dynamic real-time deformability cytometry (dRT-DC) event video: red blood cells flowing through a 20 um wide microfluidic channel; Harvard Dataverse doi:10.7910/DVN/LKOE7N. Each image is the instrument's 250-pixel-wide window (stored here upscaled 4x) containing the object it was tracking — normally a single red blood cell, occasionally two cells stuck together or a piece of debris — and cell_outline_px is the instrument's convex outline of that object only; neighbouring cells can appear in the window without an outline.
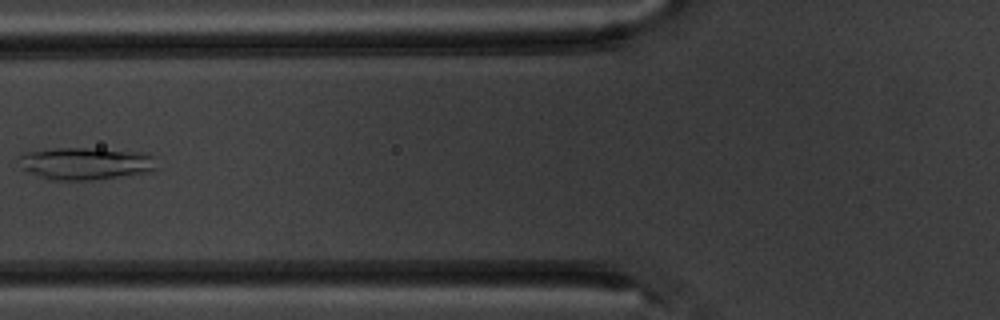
{"species": "common noctule bat (a hibernating species)", "species_latin": "Nyctalus noctula", "temperature_condition": "warm", "stored_images_in_passage": 7, "camera_frame_rate_fps": 3000, "um_per_image_px": 0.085, "animal": {"sex": "male", "body_mass_g": 20.1, "forearm_length_mm": 53.5}, "frame": {"image": 1, "passage_image": 7, "time_ms": 7.333, "image_size_px": [1000, 320], "cell_outline_px": [[156, 172], [92, 180], [48, 180], [20, 168], [16, 160], [24, 152], [56, 148], [100, 148], [144, 152], [152, 156], [156, 168]], "centroid_in_image_um": [7.27, 13.9], "position_along_channel_um": 118.5, "area_um2": 26.53}}